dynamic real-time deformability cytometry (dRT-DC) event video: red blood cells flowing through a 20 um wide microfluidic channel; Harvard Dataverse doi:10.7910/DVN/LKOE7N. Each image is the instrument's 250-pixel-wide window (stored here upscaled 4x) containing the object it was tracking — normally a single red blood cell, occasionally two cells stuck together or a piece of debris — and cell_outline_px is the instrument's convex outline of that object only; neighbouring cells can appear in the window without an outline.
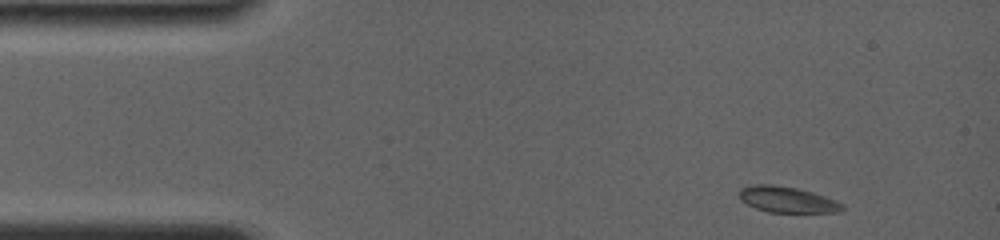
{"species": "common noctule bat (a hibernating species)", "species_latin": "Nyctalus noctula", "temperature_condition": "room temperature", "stored_images_in_passage": 56, "camera_frame_rate_fps": 4000, "um_per_image_px": 0.085, "animal": {"sex": "female", "body_mass_g": 19.0, "forearm_length_mm": 56.7}, "frame": {"image": 1, "passage_image": 1, "time_ms": 0.0, "image_size_px": [1000, 240], "cell_outline_px": [[844, 208], [840, 212], [768, 212], [756, 208], [740, 200], [740, 188], [752, 184], [772, 184], [796, 188], [812, 192], [836, 200], [844, 204]], "centroid_in_image_um": [66.91, 16.96], "position_along_channel_um": 18.1, "area_um2": 15.55}}
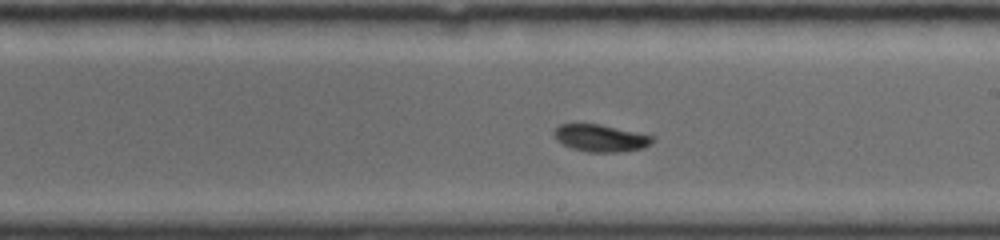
{"frame": {"image": 2, "passage_image": 32, "time_ms": 7.75, "image_size_px": [1000, 240], "cell_outline_px": [[652, 140], [644, 148], [620, 152], [588, 152], [572, 148], [556, 140], [552, 132], [560, 124], [600, 124], [652, 136]], "centroid_in_image_um": [50.99, 11.74], "position_along_channel_um": 238.0, "area_um2": 15.32}}
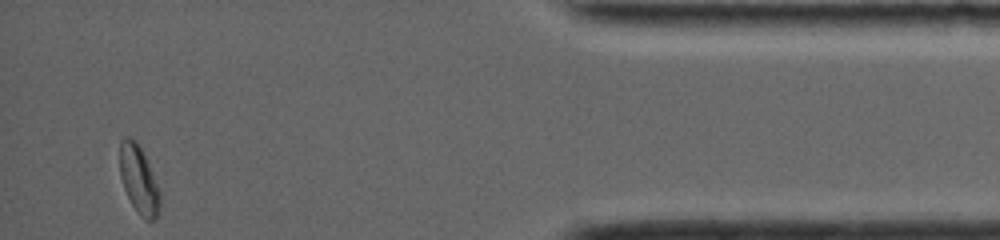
{"frame": {"image": 3, "passage_image": 56, "time_ms": 13.75, "image_size_px": [1000, 240], "cell_outline_px": [[160, 212], [156, 220], [144, 220], [140, 216], [132, 204], [124, 188], [120, 176], [120, 140], [124, 136], [128, 136], [136, 140], [152, 172], [160, 192]], "centroid_in_image_um": [11.8, 15.3], "position_along_channel_um": 423.4, "area_um2": 15.9}, "authors_computed_cell_mechanics": {"area_um2": 15.7216, "velocity_mm_per_s": 3.8614, "shape_relaxation_time_tau1_ms": 2.5572, "shape_relaxation_time_tau2_ms": null, "deformation_change_tau1": 0.1435, "deformation_change_tau2": null}}